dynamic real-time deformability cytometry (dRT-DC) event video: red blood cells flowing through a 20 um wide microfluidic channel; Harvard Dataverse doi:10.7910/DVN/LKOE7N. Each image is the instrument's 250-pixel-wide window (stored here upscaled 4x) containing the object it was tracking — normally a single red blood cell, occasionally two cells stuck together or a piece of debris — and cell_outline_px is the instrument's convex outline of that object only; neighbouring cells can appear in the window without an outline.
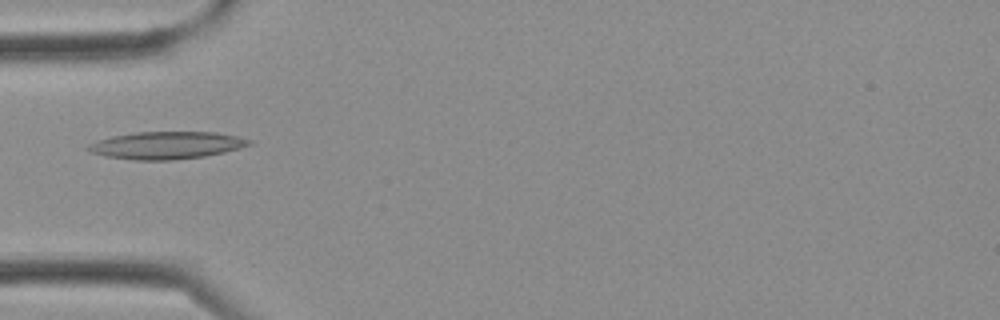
{"species": "Egyptian fruit bat (a non-hibernating species)", "species_latin": "Rousettus aegyptiacus", "temperature_condition": "cold", "stored_images_in_passage": 2, "camera_frame_rate_fps": 3000, "um_per_image_px": 0.085, "frame": {"image": 1, "passage_image": 2, "time_ms": 0.333, "image_size_px": [1000, 320], "cell_outline_px": [[252, 144], [240, 148], [224, 152], [204, 156], [172, 160], [136, 160], [104, 156], [88, 152], [84, 148], [88, 144], [96, 140], [112, 136], [136, 132], [216, 132], [236, 136], [252, 140]], "centroid_in_image_um": [14.1, 12.35], "position_along_channel_um": 70.9, "area_um2": 25.84}}